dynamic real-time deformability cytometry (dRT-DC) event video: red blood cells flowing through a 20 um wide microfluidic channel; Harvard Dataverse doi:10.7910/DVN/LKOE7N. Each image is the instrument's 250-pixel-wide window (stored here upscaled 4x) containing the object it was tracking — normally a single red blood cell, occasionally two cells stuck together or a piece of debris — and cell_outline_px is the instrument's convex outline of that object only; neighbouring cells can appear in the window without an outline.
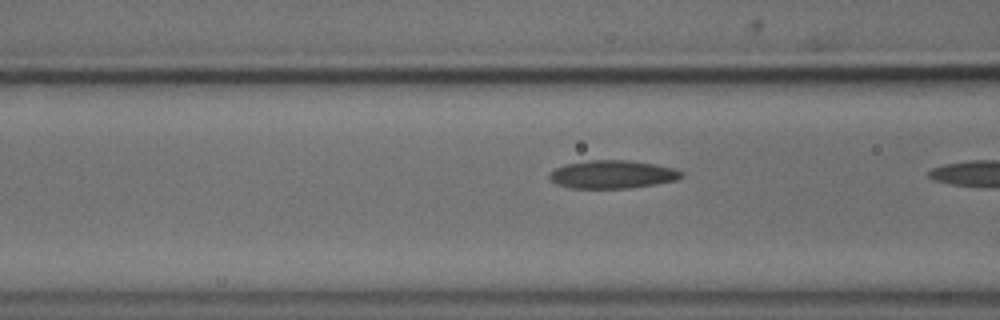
{"species": "common noctule bat (a hibernating species)", "species_latin": "Nyctalus noctula", "temperature_condition": "cold", "stored_images_in_passage": 21, "camera_frame_rate_fps": 3000, "um_per_image_px": 0.085, "animal": {"sex": "male", "body_mass_g": 18.8}, "frame": {"image": 1, "passage_image": 19, "time_ms": 6.0, "image_size_px": [1000, 320], "cell_outline_px": [[684, 176], [676, 180], [656, 184], [628, 188], [568, 188], [556, 184], [548, 176], [556, 168], [564, 164], [588, 160], [628, 160], [676, 168], [684, 172]], "centroid_in_image_um": [52.07, 14.82], "position_along_channel_um": 114.5, "area_um2": 21.68}}